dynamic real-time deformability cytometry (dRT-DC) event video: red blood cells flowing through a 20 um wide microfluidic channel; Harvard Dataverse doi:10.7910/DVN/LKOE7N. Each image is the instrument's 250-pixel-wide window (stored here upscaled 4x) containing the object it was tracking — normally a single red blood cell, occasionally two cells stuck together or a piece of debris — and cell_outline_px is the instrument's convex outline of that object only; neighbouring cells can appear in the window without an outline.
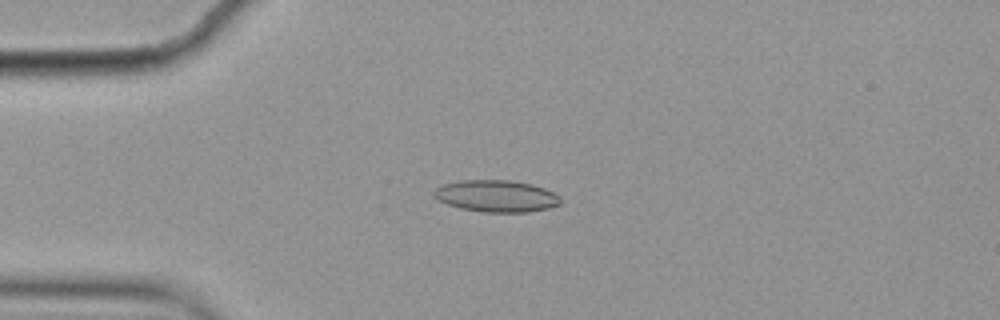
{"species": "common noctule bat (a hibernating species)", "species_latin": "Nyctalus noctula", "temperature_condition": "cold", "stored_images_in_passage": 4, "camera_frame_rate_fps": 3000, "um_per_image_px": 0.085, "animal": {"sex": "female", "body_mass_g": 19.9}, "frame": {"image": 1, "passage_image": 4, "time_ms": 1.0, "image_size_px": [1000, 320], "cell_outline_px": [[560, 204], [548, 208], [528, 212], [484, 212], [460, 208], [448, 204], [432, 196], [432, 192], [436, 188], [444, 184], [460, 180], [508, 180], [532, 184], [544, 188], [560, 196]], "centroid_in_image_um": [42.18, 16.66], "position_along_channel_um": 42.8, "area_um2": 23.41}}